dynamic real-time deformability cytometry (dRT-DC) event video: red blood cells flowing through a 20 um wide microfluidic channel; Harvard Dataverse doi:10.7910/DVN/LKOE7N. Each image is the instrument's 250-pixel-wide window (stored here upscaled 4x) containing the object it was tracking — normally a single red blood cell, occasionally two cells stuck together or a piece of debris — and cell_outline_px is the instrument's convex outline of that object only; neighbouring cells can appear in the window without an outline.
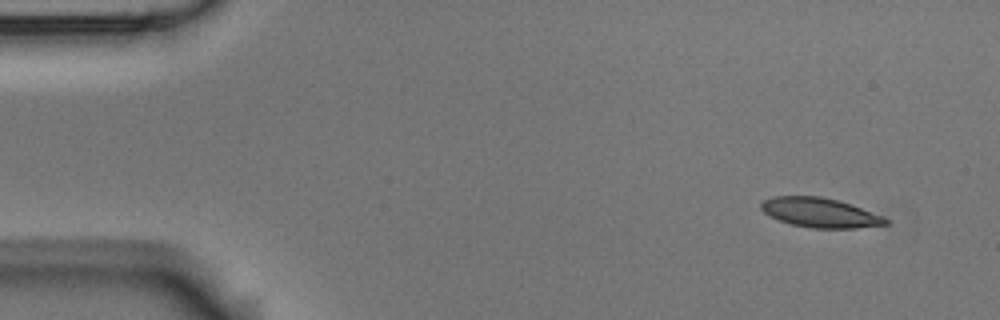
{"species": "Egyptian fruit bat (a non-hibernating species)", "species_latin": "Rousettus aegyptiacus", "temperature_condition": "room temperature", "stored_images_in_passage": 6, "camera_frame_rate_fps": 3000, "um_per_image_px": 0.085, "animal": {"sex": "male"}, "frame": {"image": 1, "passage_image": 1, "time_ms": 0.0, "image_size_px": [1000, 320], "cell_outline_px": [[888, 224], [856, 228], [812, 228], [792, 224], [780, 220], [764, 212], [760, 208], [760, 204], [764, 200], [772, 196], [820, 196], [852, 204], [884, 216], [888, 220]], "centroid_in_image_um": [69.72, 18.07], "position_along_channel_um": 15.3, "area_um2": 21.33}}
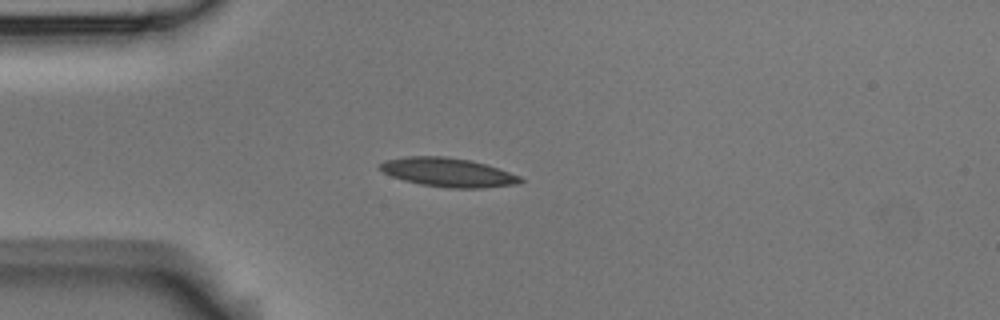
{"frame": {"image": 2, "passage_image": 4, "time_ms": 1.0, "image_size_px": [1000, 320], "cell_outline_px": [[524, 180], [520, 184], [484, 188], [448, 188], [420, 184], [404, 180], [392, 176], [384, 172], [380, 168], [380, 164], [384, 160], [404, 156], [444, 156], [468, 160], [484, 164], [520, 176]], "centroid_in_image_um": [38.08, 14.66], "position_along_channel_um": 46.9, "area_um2": 23.52}}
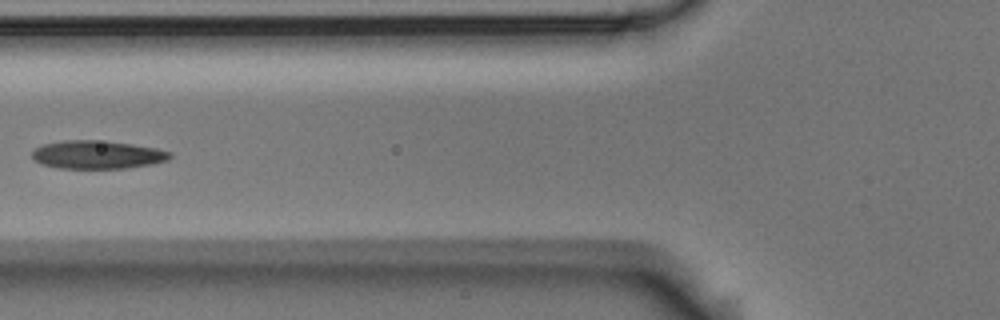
{"frame": {"image": 3, "passage_image": 6, "time_ms": 1.667, "image_size_px": [1000, 320], "cell_outline_px": [[172, 156], [168, 160], [152, 164], [128, 168], [60, 168], [40, 164], [32, 160], [32, 152], [36, 148], [44, 144], [64, 140], [92, 140], [132, 144], [156, 148], [172, 152]], "centroid_in_image_um": [8.27, 13.15], "position_along_channel_um": 117.5, "area_um2": 22.66}}